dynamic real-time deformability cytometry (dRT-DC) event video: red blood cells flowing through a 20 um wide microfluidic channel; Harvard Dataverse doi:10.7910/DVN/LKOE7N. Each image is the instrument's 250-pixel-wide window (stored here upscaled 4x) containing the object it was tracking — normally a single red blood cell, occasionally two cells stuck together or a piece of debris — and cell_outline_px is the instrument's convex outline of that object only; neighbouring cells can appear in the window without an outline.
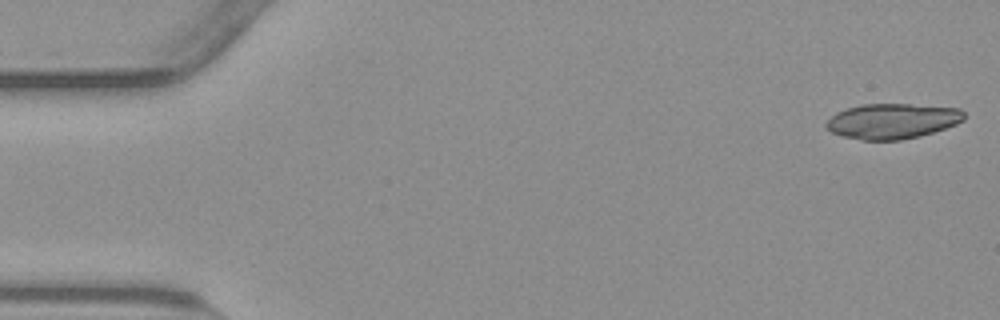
{"species": "common noctule bat (a hibernating species)", "species_latin": "Nyctalus noctula", "temperature_condition": "warm", "stored_images_in_passage": 18, "camera_frame_rate_fps": 3000, "um_per_image_px": 0.085, "animal": {"sex": "male", "body_mass_g": 23.1, "forearm_length_mm": 52.7}, "frame": {"image": 1, "passage_image": 1, "time_ms": 0.0, "image_size_px": [1000, 320], "cell_outline_px": [[964, 120], [956, 124], [920, 136], [900, 140], [860, 140], [844, 136], [832, 132], [824, 128], [824, 124], [836, 112], [860, 104], [908, 104], [960, 108], [964, 112]], "centroid_in_image_um": [75.82, 10.29], "position_along_channel_um": 9.2, "area_um2": 28.32}}